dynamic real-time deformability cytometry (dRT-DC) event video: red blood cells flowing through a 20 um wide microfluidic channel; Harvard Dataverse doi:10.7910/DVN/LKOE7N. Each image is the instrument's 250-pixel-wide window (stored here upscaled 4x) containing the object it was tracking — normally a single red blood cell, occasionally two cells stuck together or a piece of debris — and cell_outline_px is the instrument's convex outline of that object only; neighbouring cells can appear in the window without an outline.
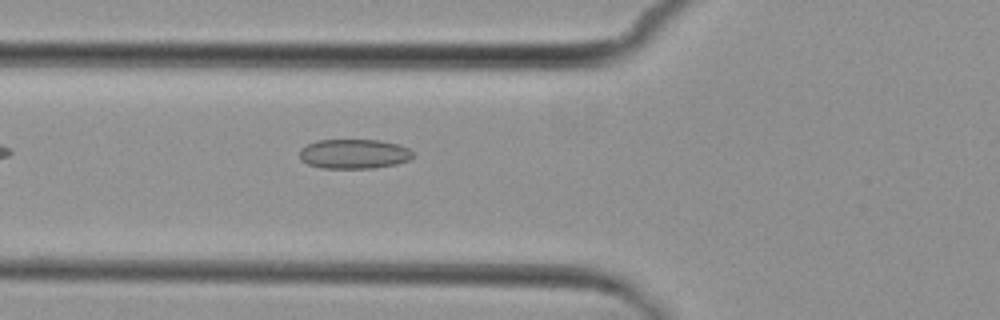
{"species": "common noctule bat (a hibernating species)", "species_latin": "Nyctalus noctula", "temperature_condition": "cold", "stored_images_in_passage": 5, "camera_frame_rate_fps": 3000, "um_per_image_px": 0.085, "animal": {"sex": "female", "body_mass_g": 29.2, "forearm_length_mm": 56.3}, "frame": {"image": 1, "passage_image": 4, "time_ms": 3.667, "image_size_px": [1000, 320], "cell_outline_px": [[416, 156], [408, 160], [396, 164], [372, 168], [320, 168], [308, 164], [300, 160], [300, 148], [316, 140], [380, 140], [400, 144], [408, 148]], "centroid_in_image_um": [30.09, 13.08], "position_along_channel_um": 95.7, "area_um2": 19.71}}